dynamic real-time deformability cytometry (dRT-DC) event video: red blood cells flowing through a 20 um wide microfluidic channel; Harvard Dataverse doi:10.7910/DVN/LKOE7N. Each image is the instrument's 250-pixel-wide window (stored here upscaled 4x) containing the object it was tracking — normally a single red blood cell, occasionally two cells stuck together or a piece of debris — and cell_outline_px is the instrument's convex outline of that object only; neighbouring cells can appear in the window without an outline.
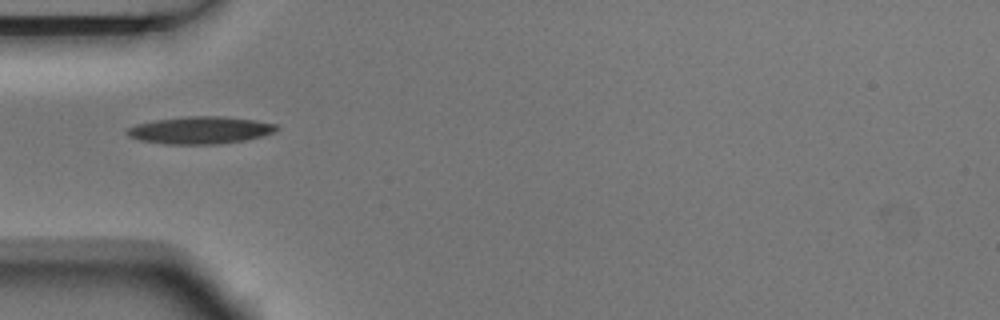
{"species": "Egyptian fruit bat (a non-hibernating species)", "species_latin": "Rousettus aegyptiacus", "temperature_condition": "room temperature", "stored_images_in_passage": 3, "camera_frame_rate_fps": 3000, "um_per_image_px": 0.085, "animal": {"sex": "male"}, "frame": {"image": 1, "passage_image": 1, "time_ms": 0.0, "image_size_px": [1000, 320], "cell_outline_px": [[280, 128], [276, 132], [244, 140], [220, 144], [164, 144], [140, 140], [128, 136], [124, 132], [128, 128], [136, 124], [156, 120], [188, 116], [220, 116], [252, 120], [276, 124]], "centroid_in_image_um": [17.0, 11.07], "position_along_channel_um": 68.0, "area_um2": 23.7}}
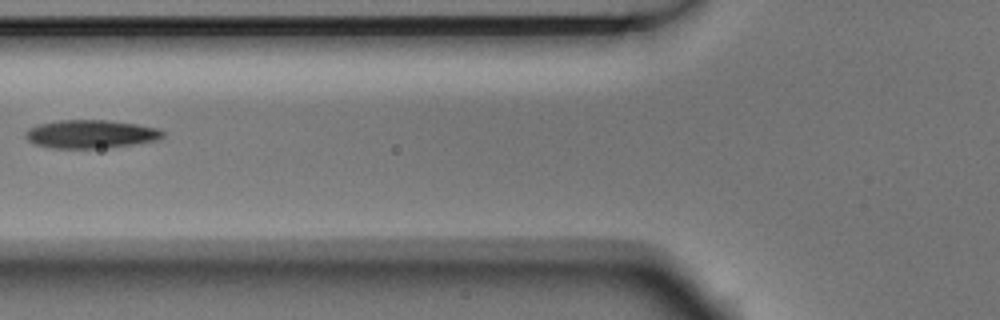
{"frame": {"image": 2, "passage_image": 2, "time_ms": 0.333, "image_size_px": [1000, 320], "cell_outline_px": [[164, 136], [156, 140], [108, 148], [48, 148], [32, 144], [24, 136], [28, 128], [40, 124], [60, 120], [108, 120], [136, 124], [156, 128], [164, 132]], "centroid_in_image_um": [7.66, 11.4], "position_along_channel_um": 118.1, "area_um2": 22.66}}
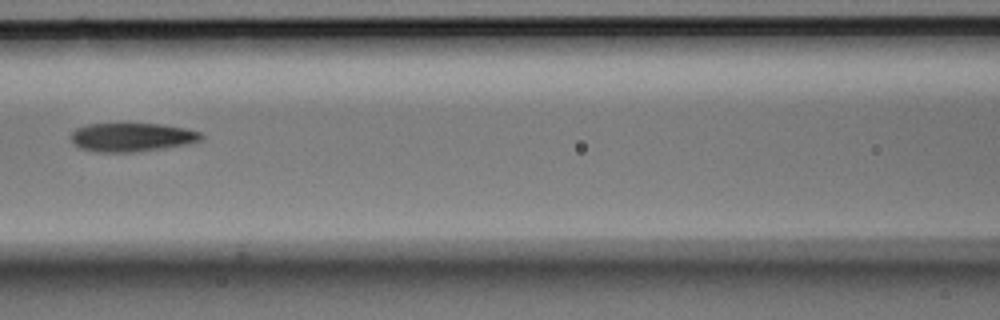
{"frame": {"image": 3, "passage_image": 3, "time_ms": 0.667, "image_size_px": [1000, 320], "cell_outline_px": [[204, 136], [200, 140], [184, 144], [160, 148], [132, 152], [96, 152], [80, 148], [72, 140], [72, 132], [76, 128], [88, 124], [160, 124], [184, 128], [200, 132]], "centroid_in_image_um": [11.18, 11.66], "position_along_channel_um": 155.4, "area_um2": 21.33}}